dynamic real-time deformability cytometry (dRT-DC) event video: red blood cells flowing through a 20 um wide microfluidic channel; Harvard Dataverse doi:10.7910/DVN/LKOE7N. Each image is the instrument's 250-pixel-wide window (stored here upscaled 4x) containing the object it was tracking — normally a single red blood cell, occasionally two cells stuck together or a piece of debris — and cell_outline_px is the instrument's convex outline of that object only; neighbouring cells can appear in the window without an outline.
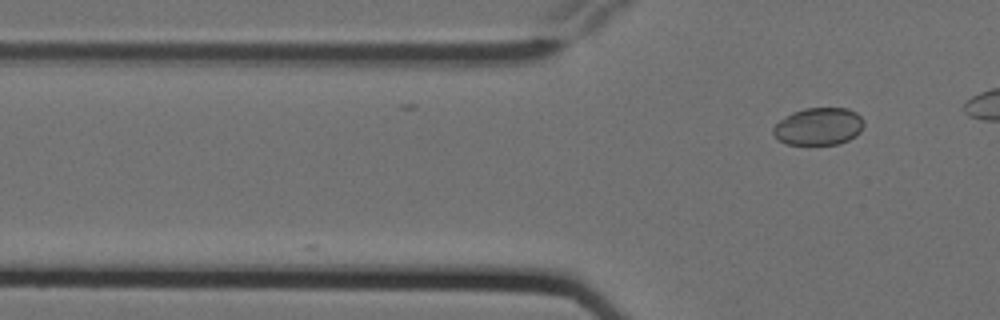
{"species": "Egyptian fruit bat (a non-hibernating species)", "species_latin": "Rousettus aegyptiacus", "temperature_condition": "cold", "stored_images_in_passage": 4, "camera_frame_rate_fps": 3000, "um_per_image_px": 0.085, "animal": {"sex": "female"}, "frame": {"image": 1, "passage_image": 4, "time_ms": 1.0, "image_size_px": [1000, 320], "cell_outline_px": [[864, 124], [860, 132], [856, 136], [840, 144], [788, 144], [780, 140], [772, 132], [772, 128], [780, 120], [792, 112], [804, 108], [848, 108], [856, 112], [864, 120]], "centroid_in_image_um": [69.61, 10.74], "position_along_channel_um": 56.2, "area_um2": 19.77}}